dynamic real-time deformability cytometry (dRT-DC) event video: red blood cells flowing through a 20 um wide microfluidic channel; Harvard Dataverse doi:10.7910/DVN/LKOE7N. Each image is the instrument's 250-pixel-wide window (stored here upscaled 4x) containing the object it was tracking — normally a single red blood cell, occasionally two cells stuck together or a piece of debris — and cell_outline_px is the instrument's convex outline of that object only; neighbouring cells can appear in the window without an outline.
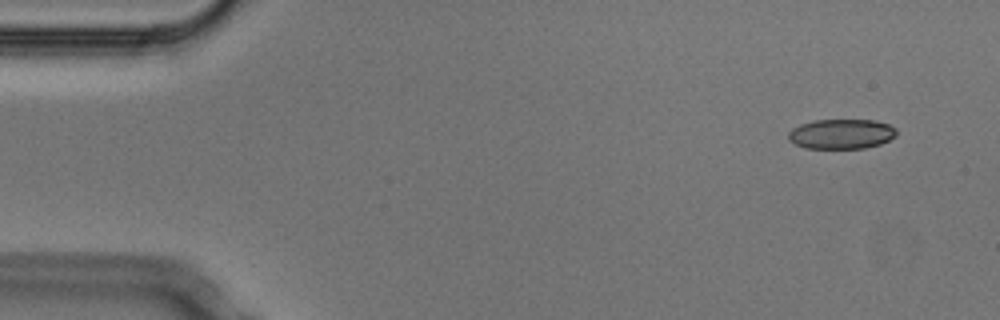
{"species": "Egyptian fruit bat (a non-hibernating species)", "species_latin": "Rousettus aegyptiacus", "temperature_condition": "cold", "stored_images_in_passage": 5, "segment_of_instrument_passage": [1, 2], "camera_frame_rate_fps": 3000, "um_per_image_px": 0.085, "animal": {"sex": "male"}, "frame": {"image": 1, "passage_image": 1, "time_ms": 0.0, "image_size_px": [1000, 320], "cell_outline_px": [[896, 136], [880, 144], [864, 148], [804, 148], [788, 140], [788, 132], [792, 128], [800, 124], [812, 120], [876, 120], [888, 124], [896, 128]], "centroid_in_image_um": [71.5, 11.38], "position_along_channel_um": 13.5, "area_um2": 18.9}}